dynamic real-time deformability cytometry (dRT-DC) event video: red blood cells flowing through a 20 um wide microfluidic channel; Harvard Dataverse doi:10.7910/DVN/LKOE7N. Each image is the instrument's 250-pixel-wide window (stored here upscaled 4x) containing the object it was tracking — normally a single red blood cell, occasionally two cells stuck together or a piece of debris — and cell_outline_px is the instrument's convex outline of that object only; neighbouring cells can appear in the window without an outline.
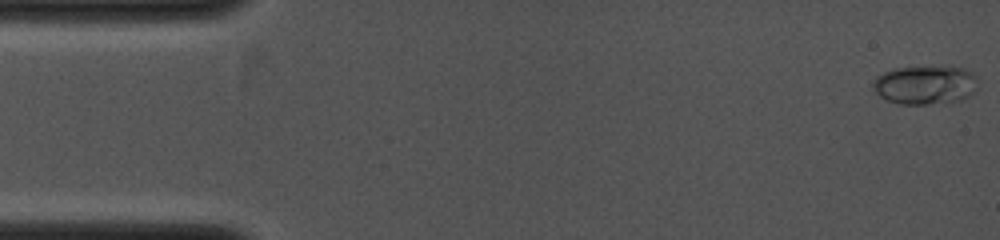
{"species": "common noctule bat (a hibernating species)", "species_latin": "Nyctalus noctula", "temperature_condition": "cold", "stored_images_in_passage": 9, "camera_frame_rate_fps": 4000, "um_per_image_px": 0.085, "animal": {"sex": "female", "body_mass_g": 19.0, "forearm_length_mm": 53.3}, "frame": {"image": 1, "passage_image": 1, "time_ms": 0.0, "image_size_px": [1000, 240], "cell_outline_px": [[976, 88], [968, 96], [960, 100], [928, 104], [900, 104], [888, 100], [880, 96], [872, 88], [872, 80], [876, 76], [884, 72], [896, 68], [964, 68], [972, 72], [976, 76]], "centroid_in_image_um": [78.6, 7.23], "position_along_channel_um": 6.4, "area_um2": 23.24}}
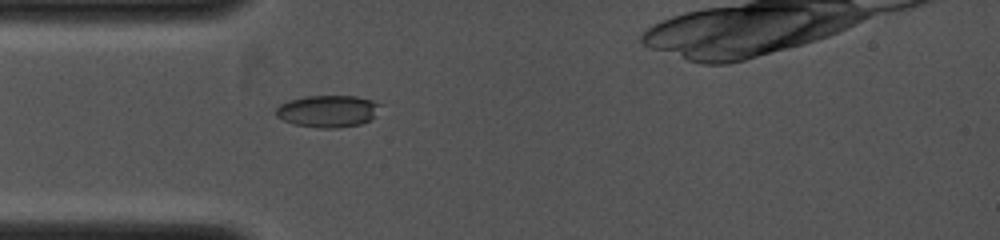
{"frame": {"image": 2, "passage_image": 9, "time_ms": 3.5, "image_size_px": [1000, 240], "cell_outline_px": [[384, 104], [368, 120], [360, 124], [336, 128], [320, 128], [292, 124], [276, 116], [276, 108], [280, 104], [288, 100], [304, 96], [356, 96], [372, 100]], "centroid_in_image_um": [27.85, 9.44], "position_along_channel_um": 57.2, "area_um2": 19.48}}